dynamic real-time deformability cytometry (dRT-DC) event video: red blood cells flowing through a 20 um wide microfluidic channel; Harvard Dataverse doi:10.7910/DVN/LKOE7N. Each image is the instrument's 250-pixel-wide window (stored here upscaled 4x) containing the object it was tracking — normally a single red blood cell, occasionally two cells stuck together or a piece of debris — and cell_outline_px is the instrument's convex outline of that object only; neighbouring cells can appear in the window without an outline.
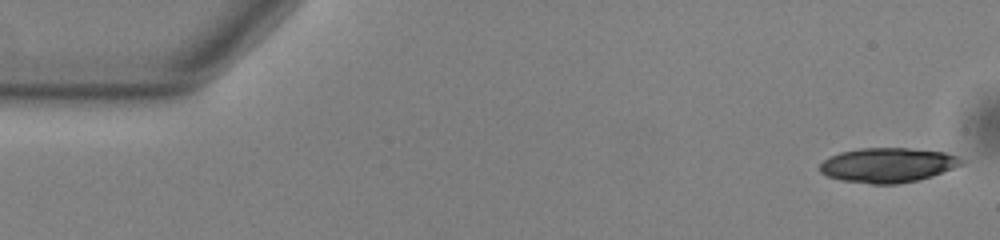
{"species": "common noctule bat (a hibernating species)", "species_latin": "Nyctalus noctula", "temperature_condition": "warm", "stored_images_in_passage": 18, "camera_frame_rate_fps": 3000, "um_per_image_px": 0.085, "animal": {"sex": "male", "body_mass_g": 13.0, "forearm_length_mm": 53.1}, "frame": {"image": 1, "passage_image": 1, "time_ms": 0.0, "image_size_px": [1000, 240], "cell_outline_px": [[964, 164], [932, 176], [916, 180], [896, 184], [872, 184], [840, 180], [828, 176], [820, 172], [820, 164], [824, 160], [840, 152], [860, 148], [908, 148], [944, 152], [956, 156], [964, 160]], "centroid_in_image_um": [75.46, 14.03], "position_along_channel_um": 9.5, "area_um2": 28.44}}
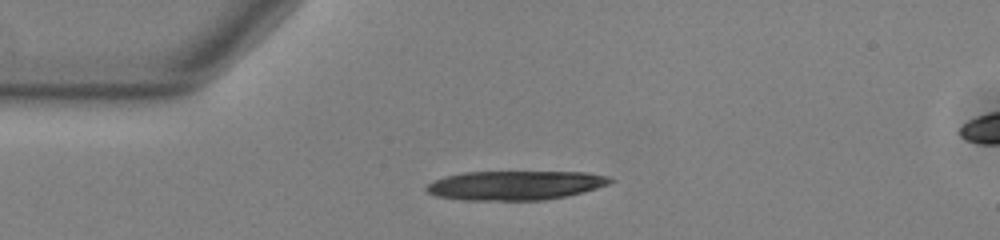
{"frame": {"image": 2, "passage_image": 12, "time_ms": 3.667, "image_size_px": [1000, 240], "cell_outline_px": [[616, 180], [608, 184], [584, 192], [568, 196], [544, 200], [464, 200], [436, 196], [428, 192], [424, 188], [428, 184], [444, 176], [464, 172], [588, 172], [608, 176]], "centroid_in_image_um": [43.82, 15.75], "position_along_channel_um": 41.2, "area_um2": 31.39}}